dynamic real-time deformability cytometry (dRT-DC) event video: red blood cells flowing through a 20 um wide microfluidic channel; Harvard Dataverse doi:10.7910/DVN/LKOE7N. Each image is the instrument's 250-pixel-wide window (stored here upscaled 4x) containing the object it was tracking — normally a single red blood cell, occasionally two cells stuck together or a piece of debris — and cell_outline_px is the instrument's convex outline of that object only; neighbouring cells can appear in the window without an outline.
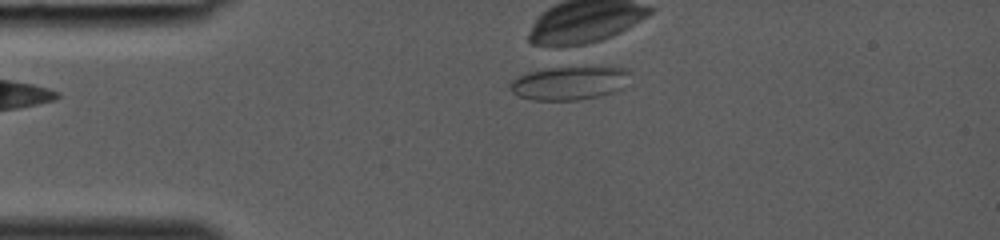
{"species": "common noctule bat (a hibernating species)", "species_latin": "Nyctalus noctula", "temperature_condition": "room temperature", "stored_images_in_passage": 13, "camera_frame_rate_fps": 3000, "um_per_image_px": 0.085, "animal": {"sex": "female", "body_mass_g": 19.0, "forearm_length_mm": 53.3}, "frame": {"image": 1, "passage_image": 1, "time_ms": 0.0, "image_size_px": [1000, 240], "cell_outline_px": [[628, 72], [620, 88], [612, 92], [600, 96], [576, 100], [532, 100], [520, 96], [512, 92], [508, 88], [508, 84], [512, 80], [528, 72], [552, 68], [628, 68]], "centroid_in_image_um": [48.28, 7.08], "position_along_channel_um": 36.7, "area_um2": 22.66}}